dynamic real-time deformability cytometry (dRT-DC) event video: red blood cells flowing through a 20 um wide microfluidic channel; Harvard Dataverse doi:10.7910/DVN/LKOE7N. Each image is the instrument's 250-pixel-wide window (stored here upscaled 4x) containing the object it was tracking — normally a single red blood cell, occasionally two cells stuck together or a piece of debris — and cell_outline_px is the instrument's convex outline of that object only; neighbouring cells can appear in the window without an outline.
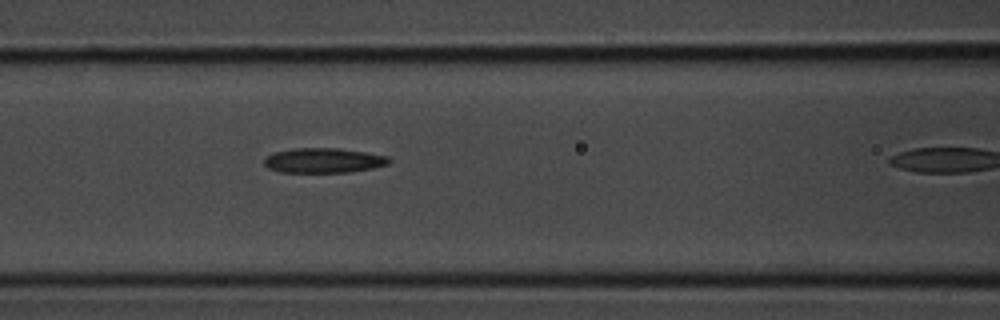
{"species": "common noctule bat (a hibernating species)", "species_latin": "Nyctalus noctula", "temperature_condition": "room temperature", "stored_images_in_passage": 10, "camera_frame_rate_fps": 3000, "um_per_image_px": 0.085, "animal": {"sex": "male", "body_mass_g": 20.1, "forearm_length_mm": 53.5}, "frame": {"image": 1, "passage_image": 9, "time_ms": 2.667, "image_size_px": [1000, 320], "cell_outline_px": [[392, 160], [388, 164], [372, 168], [352, 172], [280, 172], [268, 168], [264, 164], [264, 160], [268, 156], [276, 152], [292, 148], [340, 148], [388, 156]], "centroid_in_image_um": [27.52, 13.64], "position_along_channel_um": 139.1, "area_um2": 18.03}}